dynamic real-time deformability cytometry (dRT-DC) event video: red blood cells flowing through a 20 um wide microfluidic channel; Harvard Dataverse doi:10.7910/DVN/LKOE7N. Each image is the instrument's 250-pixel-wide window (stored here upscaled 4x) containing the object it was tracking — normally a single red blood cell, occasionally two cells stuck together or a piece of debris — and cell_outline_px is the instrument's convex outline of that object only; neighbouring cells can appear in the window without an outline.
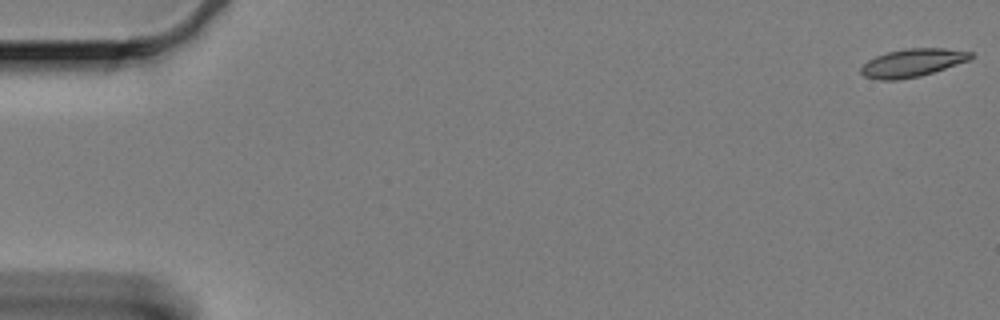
{"species": "Egyptian fruit bat (a non-hibernating species)", "species_latin": "Rousettus aegyptiacus", "temperature_condition": "cold", "stored_images_in_passage": 15, "camera_frame_rate_fps": 3000, "um_per_image_px": 0.085, "animal": {"sex": "female"}, "frame": {"image": 1, "passage_image": 1, "time_ms": 0.0, "image_size_px": [1000, 320], "cell_outline_px": [[976, 56], [968, 60], [920, 76], [896, 80], [880, 80], [864, 76], [860, 72], [860, 68], [868, 60], [876, 56], [888, 52], [904, 48], [944, 48], [972, 52]], "centroid_in_image_um": [77.54, 5.33], "position_along_channel_um": 7.5, "area_um2": 17.8}}
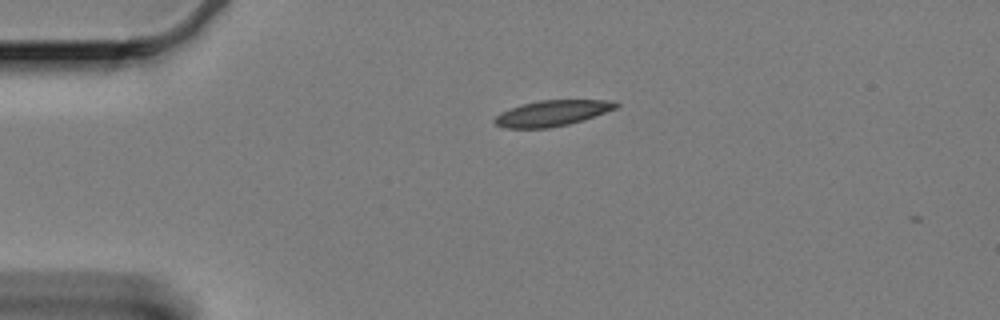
{"frame": {"image": 2, "passage_image": 14, "time_ms": 4.333, "image_size_px": [1000, 320], "cell_outline_px": [[620, 104], [616, 108], [568, 124], [548, 128], [504, 128], [496, 124], [492, 120], [500, 112], [520, 104], [540, 100], [616, 100]], "centroid_in_image_um": [46.88, 9.61], "position_along_channel_um": 38.1, "area_um2": 18.09}}